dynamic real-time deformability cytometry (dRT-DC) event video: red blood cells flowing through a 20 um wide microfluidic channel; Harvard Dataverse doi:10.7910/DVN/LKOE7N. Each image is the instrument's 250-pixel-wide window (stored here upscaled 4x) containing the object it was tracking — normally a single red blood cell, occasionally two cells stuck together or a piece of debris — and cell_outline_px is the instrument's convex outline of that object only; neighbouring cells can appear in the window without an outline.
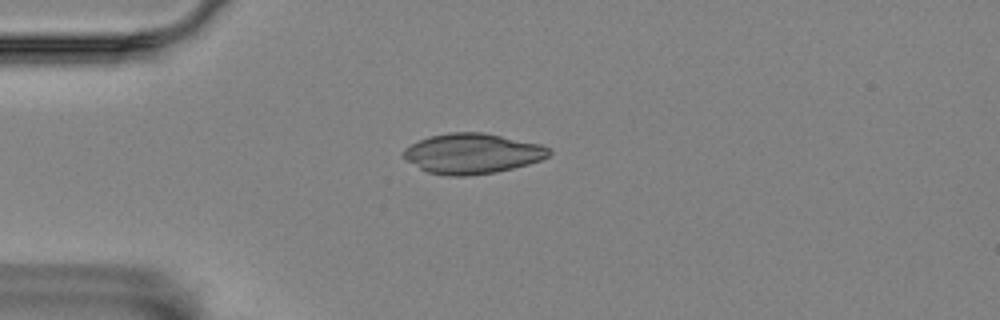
{"species": "Egyptian fruit bat (a non-hibernating species)", "species_latin": "Rousettus aegyptiacus", "temperature_condition": "room temperature", "stored_images_in_passage": 20, "camera_frame_rate_fps": 3000, "um_per_image_px": 0.085, "animal": {"sex": "female"}, "frame": {"image": 1, "passage_image": 1, "time_ms": 0.0, "image_size_px": [1000, 320], "cell_outline_px": [[552, 152], [548, 156], [540, 160], [528, 164], [496, 172], [468, 176], [448, 176], [428, 172], [420, 168], [400, 156], [404, 148], [420, 140], [432, 136], [448, 132], [484, 132], [540, 144], [548, 148]], "centroid_in_image_um": [40.13, 13.05], "position_along_channel_um": 44.9, "area_um2": 34.04}}
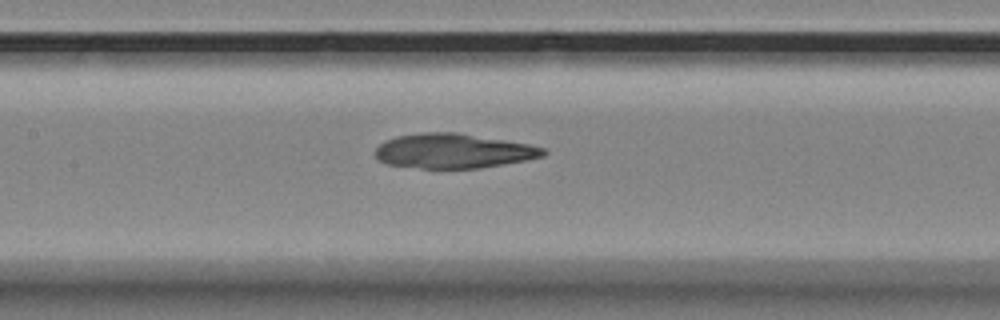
{"frame": {"image": 2, "passage_image": 13, "time_ms": 4.0, "image_size_px": [1000, 320], "cell_outline_px": [[548, 152], [544, 156], [524, 160], [480, 168], [420, 168], [388, 164], [380, 160], [376, 156], [376, 148], [384, 140], [396, 136], [420, 132], [456, 132], [528, 144], [544, 148]], "centroid_in_image_um": [38.52, 12.82], "position_along_channel_um": 168.9, "area_um2": 33.7}}
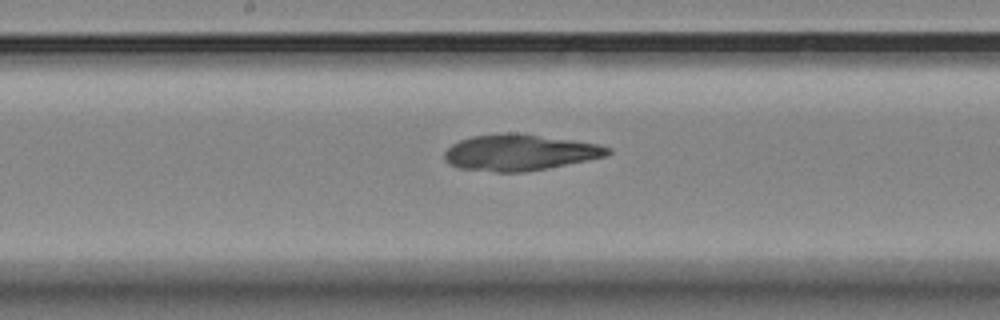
{"frame": {"image": 3, "passage_image": 16, "time_ms": 5.0, "image_size_px": [1000, 320], "cell_outline_px": [[612, 152], [608, 156], [524, 172], [492, 172], [460, 168], [448, 164], [444, 160], [444, 152], [452, 144], [460, 140], [472, 136], [504, 132], [520, 132], [572, 140], [596, 144], [612, 148]], "centroid_in_image_um": [44.15, 12.95], "position_along_channel_um": 204.1, "area_um2": 34.56}}